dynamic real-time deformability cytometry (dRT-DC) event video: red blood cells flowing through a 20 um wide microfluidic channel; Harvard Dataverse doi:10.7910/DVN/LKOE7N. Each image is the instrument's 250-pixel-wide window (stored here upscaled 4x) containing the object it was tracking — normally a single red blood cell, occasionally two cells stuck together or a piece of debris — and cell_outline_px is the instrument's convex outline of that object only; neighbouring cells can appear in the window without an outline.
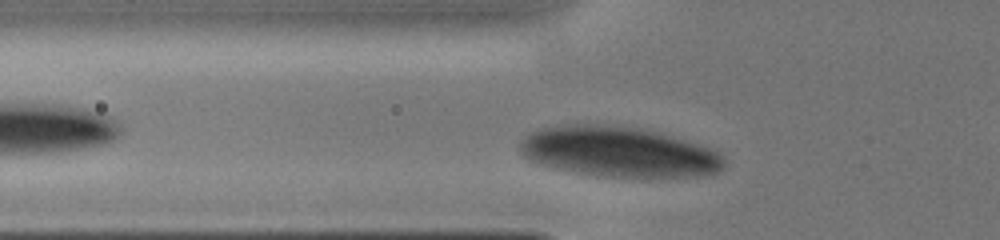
{"species": "human", "species_latin": "Homo sapiens", "temperature_condition": "cold", "stored_images_in_passage": 23, "camera_frame_rate_fps": 3000, "um_per_image_px": 0.085, "donor": {"sex": "male"}, "frame": {"image": 1, "passage_image": 3, "time_ms": 0.667, "image_size_px": [1000, 240], "cell_outline_px": [[724, 168], [716, 172], [704, 176], [612, 176], [576, 172], [544, 164], [528, 156], [520, 148], [520, 144], [532, 132], [544, 128], [560, 124], [600, 124], [636, 128], [656, 132], [684, 140], [708, 148], [724, 156]], "centroid_in_image_um": [52.66, 12.89], "position_along_channel_um": 73.1, "area_um2": 58.03}}
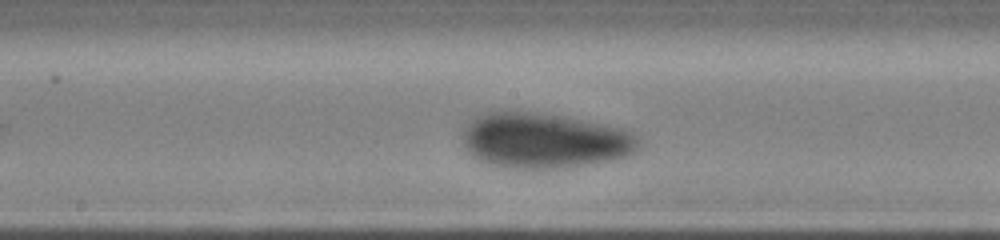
{"frame": {"image": 2, "passage_image": 10, "time_ms": 3.667, "image_size_px": [1000, 240], "cell_outline_px": [[640, 148], [628, 156], [612, 160], [568, 168], [504, 168], [488, 164], [472, 156], [468, 152], [464, 144], [464, 128], [476, 116], [488, 112], [532, 112], [560, 116], [620, 128], [632, 132], [636, 136], [640, 144]], "centroid_in_image_um": [46.27, 11.98], "position_along_channel_um": 201.9, "area_um2": 56.47}}
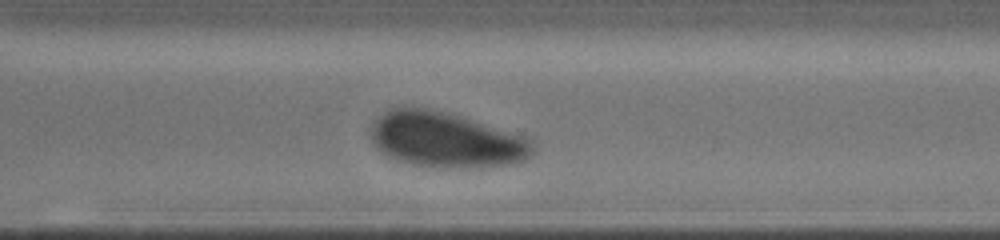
{"frame": {"image": 3, "passage_image": 18, "time_ms": 6.667, "image_size_px": [1000, 240], "cell_outline_px": [[532, 152], [524, 160], [516, 164], [468, 168], [440, 168], [412, 164], [396, 160], [388, 156], [372, 140], [368, 132], [372, 124], [388, 108], [428, 108], [460, 116], [524, 136], [532, 140]], "centroid_in_image_um": [37.89, 11.9], "position_along_channel_um": 332.7, "area_um2": 51.96}}